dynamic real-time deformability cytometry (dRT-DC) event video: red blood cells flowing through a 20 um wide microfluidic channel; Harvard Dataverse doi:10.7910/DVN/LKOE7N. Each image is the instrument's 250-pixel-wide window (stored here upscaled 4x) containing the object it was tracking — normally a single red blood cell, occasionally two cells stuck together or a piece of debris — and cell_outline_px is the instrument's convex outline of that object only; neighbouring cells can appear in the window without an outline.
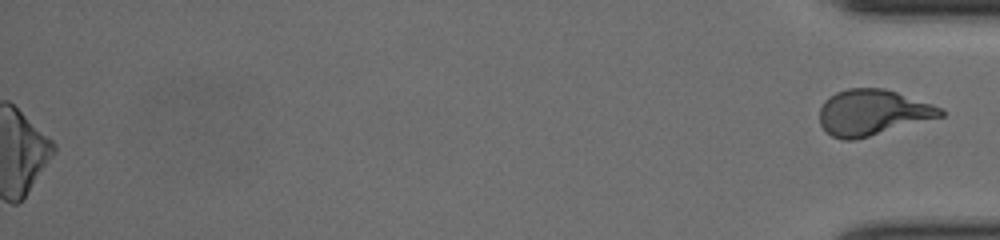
{"species": "human", "species_latin": "Homo sapiens", "temperature_condition": "cold", "stored_images_in_passage": 58, "segment_of_instrument_passage": [2, 2], "camera_frame_rate_fps": 3000, "um_per_image_px": 0.085, "donor": {"sex": "female"}, "frame": {"image": 1, "passage_image": 58, "time_ms": 19.0, "image_size_px": [1000, 240], "cell_outline_px": [[944, 116], [856, 140], [844, 140], [832, 136], [824, 132], [820, 124], [820, 108], [824, 100], [828, 96], [836, 92], [848, 88], [884, 88], [944, 108]], "centroid_in_image_um": [74.15, 9.57], "position_along_channel_um": 361.1, "area_um2": 32.48}}